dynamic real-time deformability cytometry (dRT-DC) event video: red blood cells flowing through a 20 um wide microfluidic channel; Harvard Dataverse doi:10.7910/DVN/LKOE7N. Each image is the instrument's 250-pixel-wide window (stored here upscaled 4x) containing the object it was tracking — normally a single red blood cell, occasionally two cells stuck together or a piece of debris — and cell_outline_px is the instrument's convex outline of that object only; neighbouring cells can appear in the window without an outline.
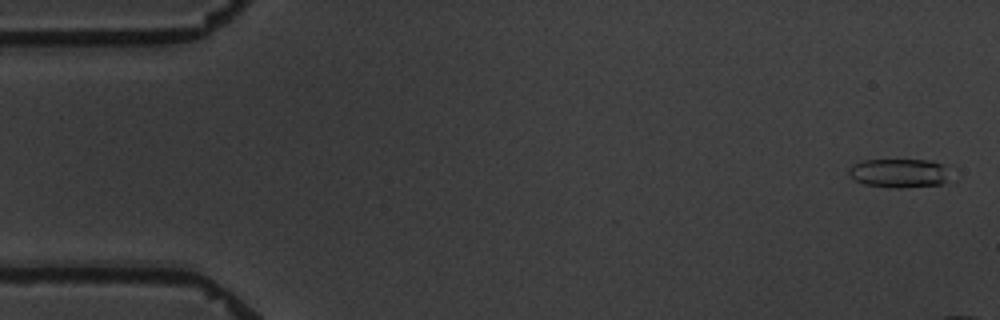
{"species": "common noctule bat (a hibernating species)", "species_latin": "Nyctalus noctula", "temperature_condition": "warm", "stored_images_in_passage": 12, "camera_frame_rate_fps": 3000, "um_per_image_px": 0.085, "animal": {"sex": "male", "body_mass_g": 19.5, "forearm_length_mm": 54.6}, "frame": {"image": 1, "passage_image": 1, "time_ms": 0.0, "image_size_px": [1000, 320], "cell_outline_px": [[944, 180], [940, 184], [900, 188], [896, 188], [864, 184], [848, 176], [848, 168], [852, 164], [864, 160], [932, 160], [940, 164]], "centroid_in_image_um": [76.24, 14.71], "position_along_channel_um": 8.8, "area_um2": 16.47}}
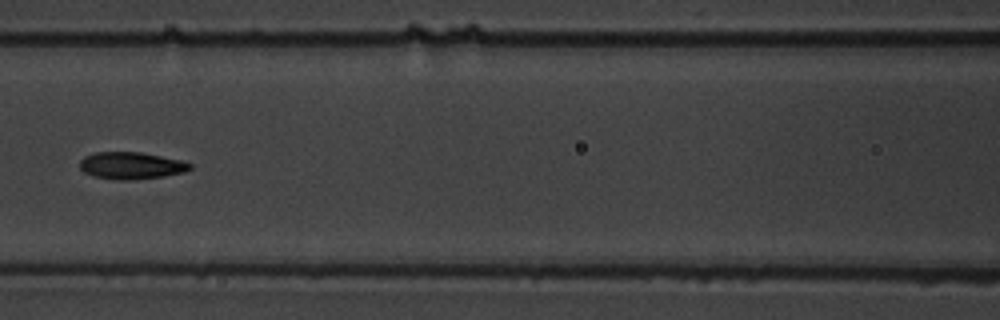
{"frame": {"image": 2, "passage_image": 9, "time_ms": 11.0, "image_size_px": [1000, 320], "cell_outline_px": [[192, 168], [184, 172], [164, 176], [128, 180], [116, 180], [92, 176], [84, 172], [80, 168], [80, 160], [84, 156], [96, 152], [140, 152], [180, 160], [192, 164]], "centroid_in_image_um": [11.12, 14.08], "position_along_channel_um": 155.5, "area_um2": 17.34}}
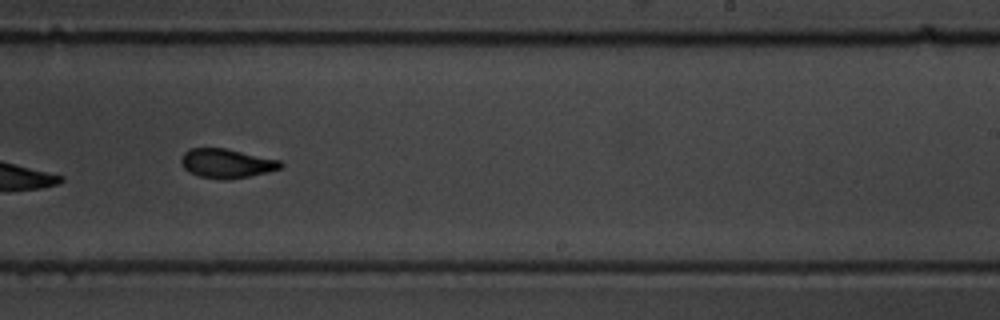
{"frame": {"image": 3, "passage_image": 12, "time_ms": 14.333, "image_size_px": [1000, 320], "cell_outline_px": [[284, 164], [280, 168], [268, 172], [228, 180], [224, 180], [200, 176], [188, 172], [184, 168], [180, 160], [180, 156], [188, 148], [224, 148], [280, 160]], "centroid_in_image_um": [19.23, 13.88], "position_along_channel_um": 269.8, "area_um2": 16.94}}